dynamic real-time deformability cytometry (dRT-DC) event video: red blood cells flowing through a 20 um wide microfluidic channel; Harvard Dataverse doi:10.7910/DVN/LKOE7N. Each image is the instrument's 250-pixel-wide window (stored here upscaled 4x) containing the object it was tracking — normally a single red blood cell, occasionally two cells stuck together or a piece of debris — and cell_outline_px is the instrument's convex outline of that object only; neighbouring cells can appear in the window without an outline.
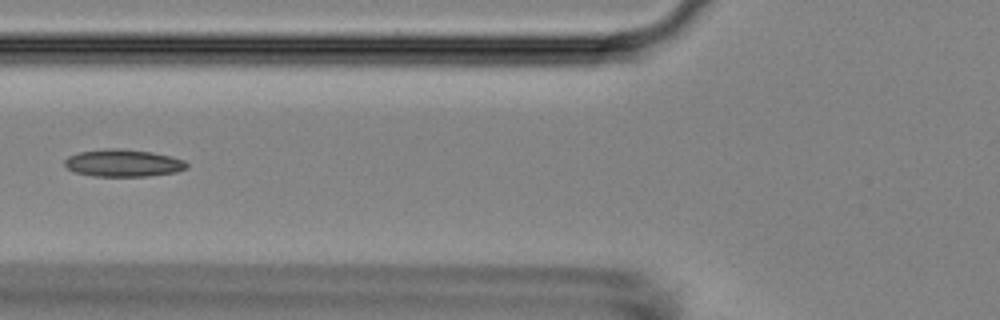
{"species": "Egyptian fruit bat (a non-hibernating species)", "species_latin": "Rousettus aegyptiacus", "temperature_condition": "room temperature", "stored_images_in_passage": 6, "camera_frame_rate_fps": 3000, "um_per_image_px": 0.085, "animal": {"sex": "female"}, "frame": {"image": 1, "passage_image": 5, "time_ms": 1.333, "image_size_px": [1000, 320], "cell_outline_px": [[188, 168], [176, 172], [148, 176], [92, 176], [76, 172], [68, 168], [64, 164], [64, 160], [68, 156], [80, 152], [108, 148], [120, 148], [152, 152], [172, 156], [184, 160], [188, 164]], "centroid_in_image_um": [10.5, 13.85], "position_along_channel_um": 115.3, "area_um2": 19.48}}
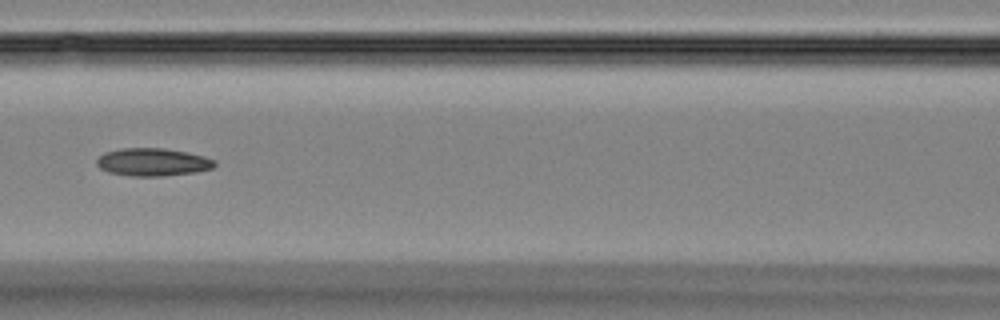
{"frame": {"image": 2, "passage_image": 6, "time_ms": 1.667, "image_size_px": [1000, 320], "cell_outline_px": [[216, 164], [212, 168], [196, 172], [160, 176], [132, 176], [108, 172], [100, 168], [96, 164], [96, 160], [104, 152], [120, 148], [164, 148], [188, 152], [204, 156], [216, 160]], "centroid_in_image_um": [12.98, 13.77], "position_along_channel_um": 153.6, "area_um2": 19.19}}